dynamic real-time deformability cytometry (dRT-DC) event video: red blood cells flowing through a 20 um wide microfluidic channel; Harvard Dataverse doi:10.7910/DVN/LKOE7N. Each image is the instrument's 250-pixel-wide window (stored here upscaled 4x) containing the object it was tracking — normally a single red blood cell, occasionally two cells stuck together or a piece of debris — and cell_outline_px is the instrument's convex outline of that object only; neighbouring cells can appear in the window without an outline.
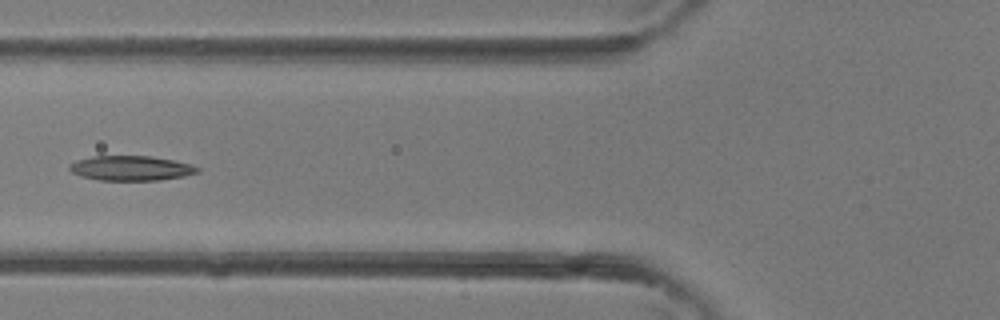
{"species": "common noctule bat (a hibernating species)", "species_latin": "Nyctalus noctula", "temperature_condition": "room temperature", "stored_images_in_passage": 4, "camera_frame_rate_fps": 3000, "um_per_image_px": 0.085, "animal": {"sex": "female"}, "frame": {"image": 1, "passage_image": 4, "time_ms": 1.0, "image_size_px": [1000, 320], "cell_outline_px": [[200, 172], [184, 176], [160, 180], [100, 180], [80, 176], [72, 172], [68, 168], [68, 164], [76, 160], [92, 156], [152, 156], [192, 164], [200, 168]], "centroid_in_image_um": [11.13, 14.29], "position_along_channel_um": 114.7, "area_um2": 18.61}}